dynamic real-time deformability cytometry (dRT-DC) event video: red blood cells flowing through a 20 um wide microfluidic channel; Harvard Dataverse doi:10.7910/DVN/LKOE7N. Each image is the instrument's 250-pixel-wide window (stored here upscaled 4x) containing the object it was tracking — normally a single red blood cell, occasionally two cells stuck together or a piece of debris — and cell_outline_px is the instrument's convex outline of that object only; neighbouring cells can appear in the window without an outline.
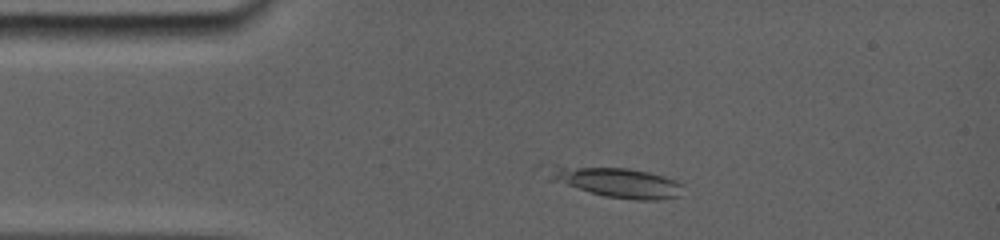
{"species": "common noctule bat (a hibernating species)", "species_latin": "Nyctalus noctula", "temperature_condition": "room temperature", "stored_images_in_passage": 43, "camera_frame_rate_fps": 5000, "um_per_image_px": 0.085, "animal": {"sex": "female", "body_mass_g": 19.0, "forearm_length_mm": 56.7}, "frame": {"image": 1, "passage_image": 6, "time_ms": 1.4, "image_size_px": [1000, 240], "cell_outline_px": [[680, 196], [664, 200], [636, 200], [604, 196], [548, 180], [560, 168], [628, 168], [648, 172], [664, 176], [680, 184]], "centroid_in_image_um": [52.63, 15.56], "position_along_channel_um": 32.4, "area_um2": 22.08}}